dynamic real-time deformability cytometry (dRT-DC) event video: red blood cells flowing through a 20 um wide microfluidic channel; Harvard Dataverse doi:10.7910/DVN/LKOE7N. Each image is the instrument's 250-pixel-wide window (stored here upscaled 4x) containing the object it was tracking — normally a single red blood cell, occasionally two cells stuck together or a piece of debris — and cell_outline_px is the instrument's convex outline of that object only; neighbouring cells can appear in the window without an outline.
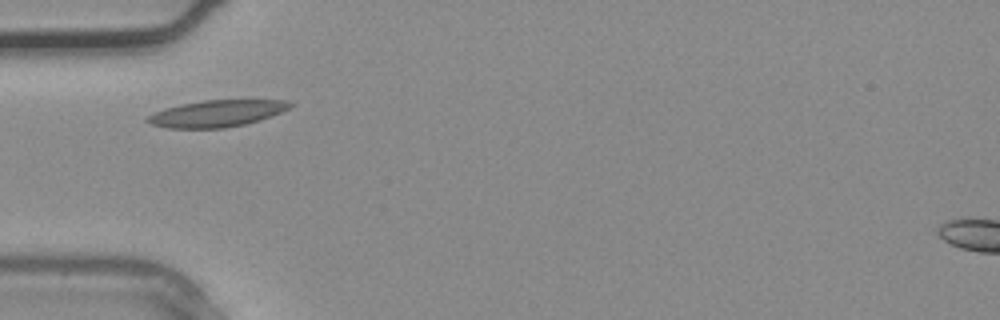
{"species": "common noctule bat (a hibernating species)", "species_latin": "Nyctalus noctula", "temperature_condition": "warm", "stored_images_in_passage": 2, "camera_frame_rate_fps": 3000, "um_per_image_px": 0.085, "animal": {"sex": "male", "body_mass_g": 20.4}, "frame": {"image": 1, "passage_image": 2, "time_ms": 0.333, "image_size_px": [1000, 320], "cell_outline_px": [[296, 104], [280, 112], [260, 120], [244, 124], [224, 128], [168, 128], [152, 124], [144, 120], [148, 116], [164, 108], [180, 104], [204, 100], [288, 100]], "centroid_in_image_um": [18.43, 9.64], "position_along_channel_um": 66.6, "area_um2": 22.08}}